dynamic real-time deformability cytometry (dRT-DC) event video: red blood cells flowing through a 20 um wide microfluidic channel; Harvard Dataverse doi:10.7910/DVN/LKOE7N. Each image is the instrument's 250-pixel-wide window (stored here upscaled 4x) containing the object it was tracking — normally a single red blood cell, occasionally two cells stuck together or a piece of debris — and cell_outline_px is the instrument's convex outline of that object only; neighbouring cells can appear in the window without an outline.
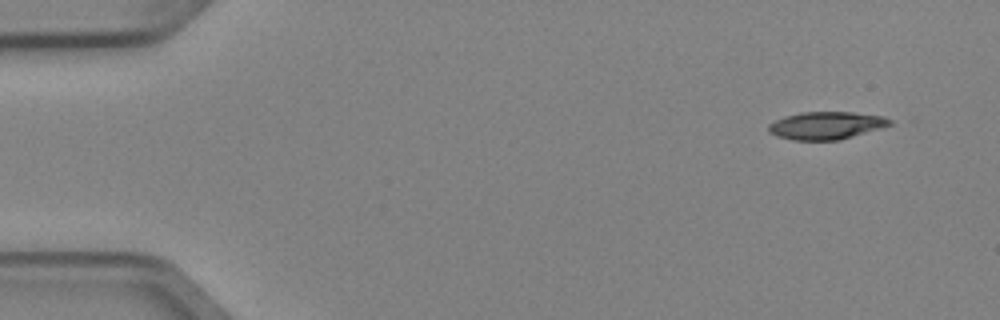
{"species": "Egyptian fruit bat (a non-hibernating species)", "species_latin": "Rousettus aegyptiacus", "temperature_condition": "cold", "stored_images_in_passage": 4, "camera_frame_rate_fps": 3000, "um_per_image_px": 0.085, "animal": {"sex": "female"}, "frame": {"image": 1, "passage_image": 1, "time_ms": 0.0, "image_size_px": [1000, 320], "cell_outline_px": [[892, 124], [840, 140], [792, 140], [776, 136], [768, 132], [768, 124], [784, 116], [800, 112], [852, 112], [884, 116], [892, 120]], "centroid_in_image_um": [70.19, 10.66], "position_along_channel_um": 14.8, "area_um2": 19.54}}
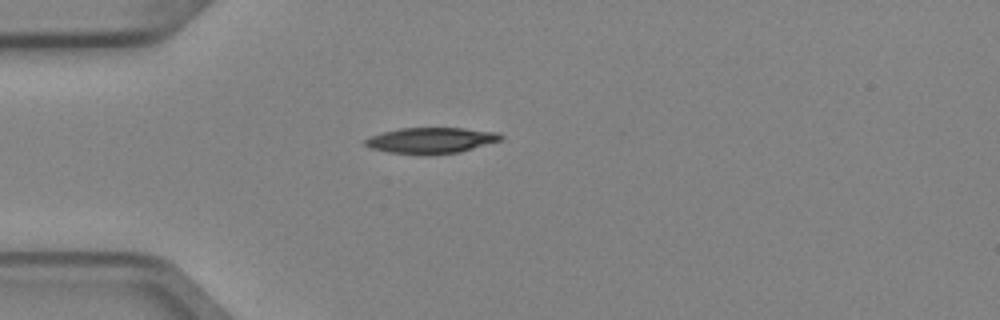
{"frame": {"image": 2, "passage_image": 4, "time_ms": 1.0, "image_size_px": [1000, 320], "cell_outline_px": [[504, 140], [460, 152], [424, 156], [388, 152], [372, 148], [364, 144], [364, 140], [372, 136], [384, 132], [400, 128], [464, 128], [496, 132], [504, 136]], "centroid_in_image_um": [36.69, 11.95], "position_along_channel_um": 48.3, "area_um2": 20.69}}